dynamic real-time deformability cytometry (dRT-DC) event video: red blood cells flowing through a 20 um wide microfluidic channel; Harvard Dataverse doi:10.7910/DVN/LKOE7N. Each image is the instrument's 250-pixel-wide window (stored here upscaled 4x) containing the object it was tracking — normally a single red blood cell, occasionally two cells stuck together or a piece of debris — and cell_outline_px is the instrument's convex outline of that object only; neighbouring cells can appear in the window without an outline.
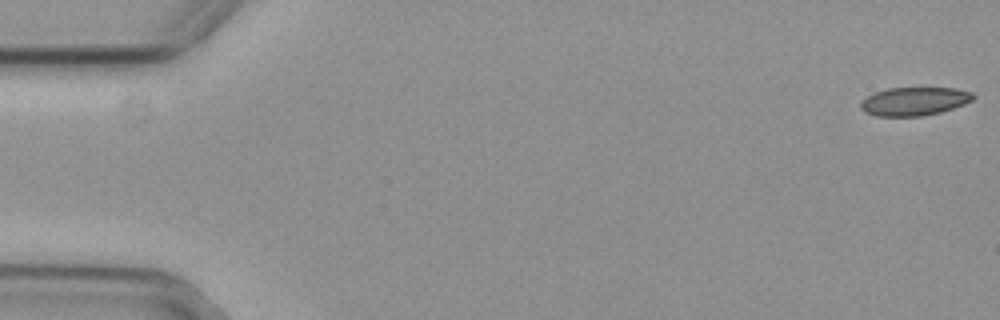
{"species": "common noctule bat (a hibernating species)", "species_latin": "Nyctalus noctula", "temperature_condition": "cold", "stored_images_in_passage": 24, "camera_frame_rate_fps": 3000, "um_per_image_px": 0.085, "animal": {"sex": "female", "body_mass_g": 29.2, "forearm_length_mm": 56.3}, "frame": {"image": 1, "passage_image": 1, "time_ms": 0.0, "image_size_px": [1000, 320], "cell_outline_px": [[976, 96], [972, 100], [964, 104], [940, 112], [920, 116], [876, 116], [864, 112], [860, 108], [860, 104], [868, 96], [876, 92], [888, 88], [956, 88], [972, 92]], "centroid_in_image_um": [77.73, 8.61], "position_along_channel_um": 7.3, "area_um2": 18.5}}
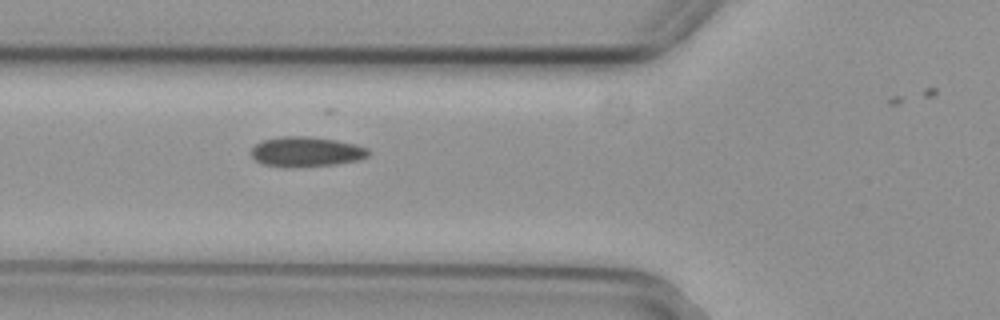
{"frame": {"image": 2, "passage_image": 20, "time_ms": 6.333, "image_size_px": [1000, 320], "cell_outline_px": [[368, 156], [356, 160], [336, 164], [264, 164], [256, 160], [252, 156], [252, 148], [256, 144], [264, 140], [280, 136], [308, 136], [336, 140], [356, 144], [368, 148]], "centroid_in_image_um": [26.07, 12.83], "position_along_channel_um": 99.7, "area_um2": 19.36}}
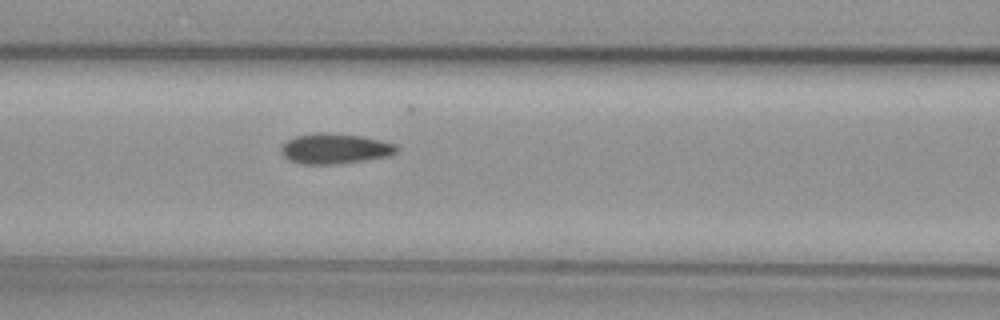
{"frame": {"image": 3, "passage_image": 23, "time_ms": 7.333, "image_size_px": [1000, 320], "cell_outline_px": [[396, 152], [388, 156], [340, 164], [300, 164], [288, 160], [280, 152], [280, 148], [288, 140], [296, 136], [316, 132], [324, 132], [360, 136], [380, 140], [396, 144]], "centroid_in_image_um": [28.42, 12.64], "position_along_channel_um": 138.2, "area_um2": 20.35}}